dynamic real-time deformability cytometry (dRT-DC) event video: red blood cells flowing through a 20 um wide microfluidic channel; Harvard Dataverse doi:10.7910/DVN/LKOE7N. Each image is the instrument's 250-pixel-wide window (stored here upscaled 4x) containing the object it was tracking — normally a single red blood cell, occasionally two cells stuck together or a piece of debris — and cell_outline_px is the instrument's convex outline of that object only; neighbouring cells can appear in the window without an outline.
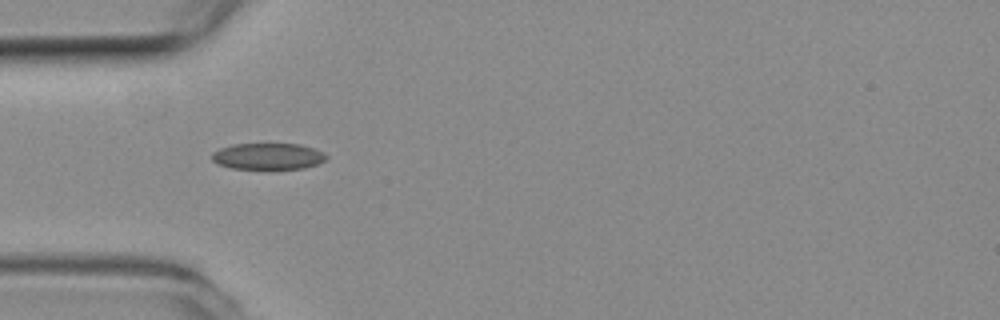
{"species": "common noctule bat (a hibernating species)", "species_latin": "Nyctalus noctula", "temperature_condition": "room temperature", "stored_images_in_passage": 39, "camera_frame_rate_fps": 3000, "um_per_image_px": 0.085, "animal": {"sex": "female", "body_mass_g": 19.3, "forearm_length_mm": 54.1}, "frame": {"image": 1, "passage_image": 1, "time_ms": 0.0, "image_size_px": [1000, 320], "cell_outline_px": [[328, 156], [324, 160], [316, 164], [304, 168], [268, 172], [232, 168], [216, 164], [212, 160], [212, 152], [220, 148], [232, 144], [300, 144], [316, 148], [324, 152]], "centroid_in_image_um": [22.77, 13.33], "position_along_channel_um": 62.2, "area_um2": 18.55}}
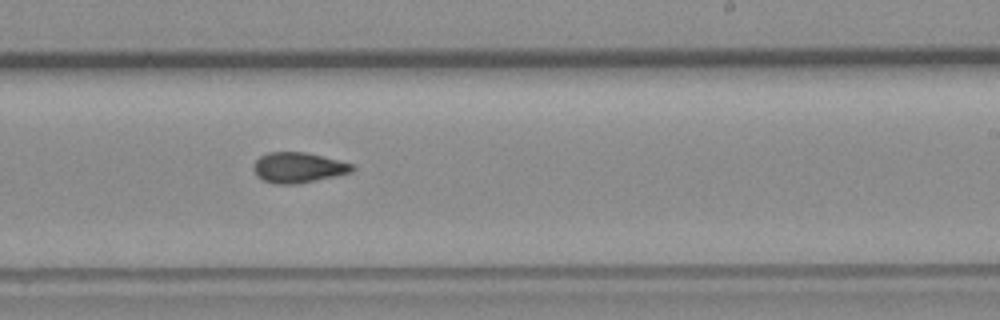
{"frame": {"image": 2, "passage_image": 17, "time_ms": 5.333, "image_size_px": [1000, 320], "cell_outline_px": [[356, 168], [352, 172], [336, 176], [296, 184], [272, 184], [256, 176], [252, 168], [256, 160], [260, 156], [268, 152], [308, 152], [352, 164]], "centroid_in_image_um": [25.33, 14.24], "position_along_channel_um": 263.7, "area_um2": 17.57}}
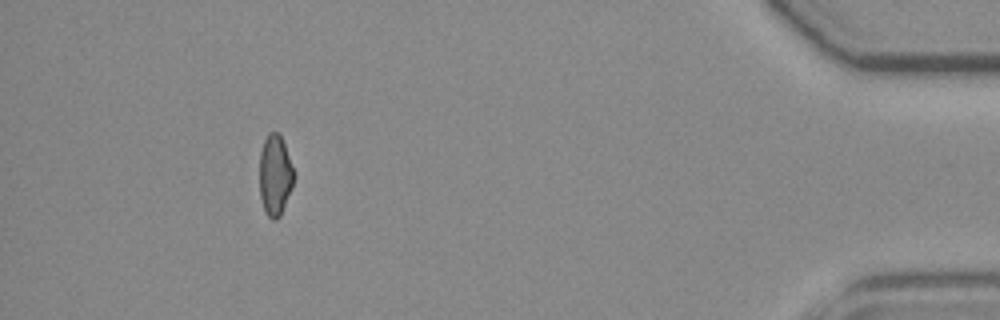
{"frame": {"image": 3, "passage_image": 34, "time_ms": 11.0, "image_size_px": [1000, 320], "cell_outline_px": [[296, 176], [292, 188], [280, 216], [276, 220], [272, 220], [264, 212], [260, 196], [260, 152], [264, 140], [268, 132], [280, 132], [296, 172]], "centroid_in_image_um": [23.41, 14.87], "position_along_channel_um": 411.8, "area_um2": 16.65}, "authors_computed_cell_mechanics": {"area_um2": 17.051, "velocity_mm_per_s": 3.7882, "shape_relaxation_time_tau1_ms": null, "shape_relaxation_time_tau2_ms": 3.4101, "deformation_change_tau1": null, "deformation_change_tau2": 0.0947}}